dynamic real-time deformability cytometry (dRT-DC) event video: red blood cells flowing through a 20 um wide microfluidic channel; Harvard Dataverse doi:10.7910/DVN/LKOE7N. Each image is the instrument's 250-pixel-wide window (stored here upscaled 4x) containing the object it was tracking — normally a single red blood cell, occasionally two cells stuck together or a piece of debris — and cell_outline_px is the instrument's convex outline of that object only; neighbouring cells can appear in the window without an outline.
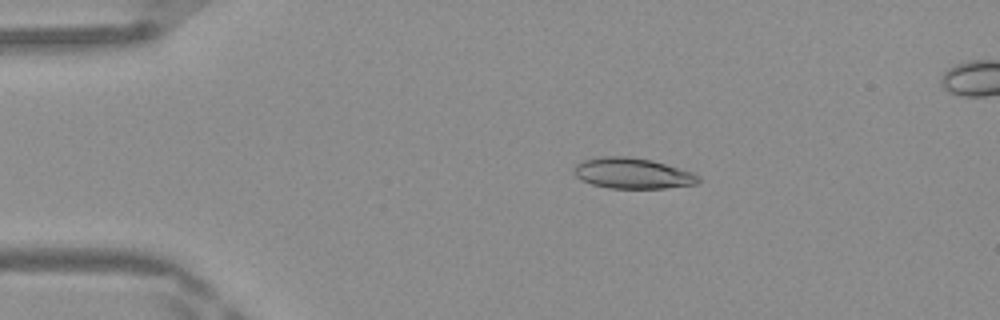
{"species": "Egyptian fruit bat (a non-hibernating species)", "species_latin": "Rousettus aegyptiacus", "temperature_condition": "warm", "stored_images_in_passage": 48, "segment_of_instrument_passage": [1, 2], "camera_frame_rate_fps": 3000, "um_per_image_px": 0.085, "frame": {"image": 1, "passage_image": 8, "time_ms": 2.333, "image_size_px": [1000, 320], "cell_outline_px": [[700, 180], [696, 184], [664, 188], [608, 188], [592, 184], [580, 180], [576, 176], [572, 168], [576, 164], [584, 160], [604, 156], [628, 156], [652, 160], [692, 172], [700, 176]], "centroid_in_image_um": [53.74, 14.73], "position_along_channel_um": 31.3, "area_um2": 22.25}}
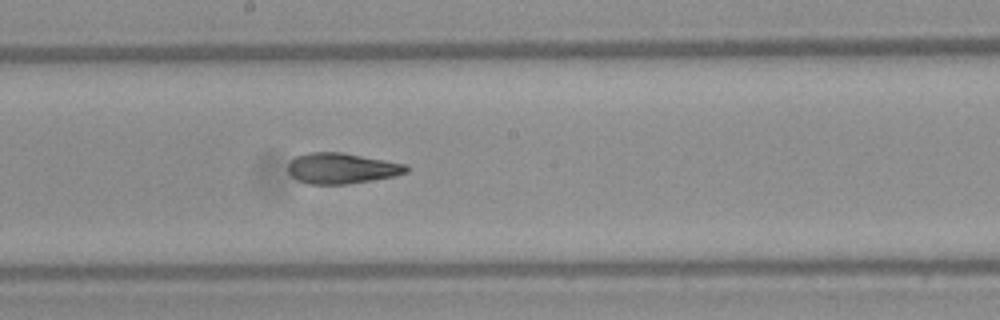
{"frame": {"image": 2, "passage_image": 25, "time_ms": 8.0, "image_size_px": [1000, 320], "cell_outline_px": [[408, 172], [396, 176], [348, 184], [308, 184], [296, 180], [288, 172], [288, 164], [296, 156], [308, 152], [340, 152], [408, 164]], "centroid_in_image_um": [29.05, 14.31], "position_along_channel_um": 219.1, "area_um2": 21.27}}
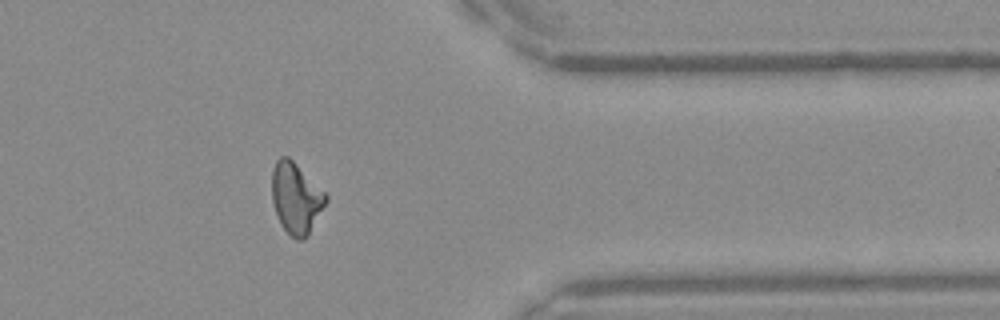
{"frame": {"image": 3, "passage_image": 38, "time_ms": 12.333, "image_size_px": [1000, 320], "cell_outline_px": [[328, 200], [308, 236], [304, 240], [296, 240], [280, 224], [272, 200], [272, 168], [276, 160], [280, 156], [288, 156], [328, 196]], "centroid_in_image_um": [25.15, 16.85], "position_along_channel_um": 386.2, "area_um2": 22.14}}